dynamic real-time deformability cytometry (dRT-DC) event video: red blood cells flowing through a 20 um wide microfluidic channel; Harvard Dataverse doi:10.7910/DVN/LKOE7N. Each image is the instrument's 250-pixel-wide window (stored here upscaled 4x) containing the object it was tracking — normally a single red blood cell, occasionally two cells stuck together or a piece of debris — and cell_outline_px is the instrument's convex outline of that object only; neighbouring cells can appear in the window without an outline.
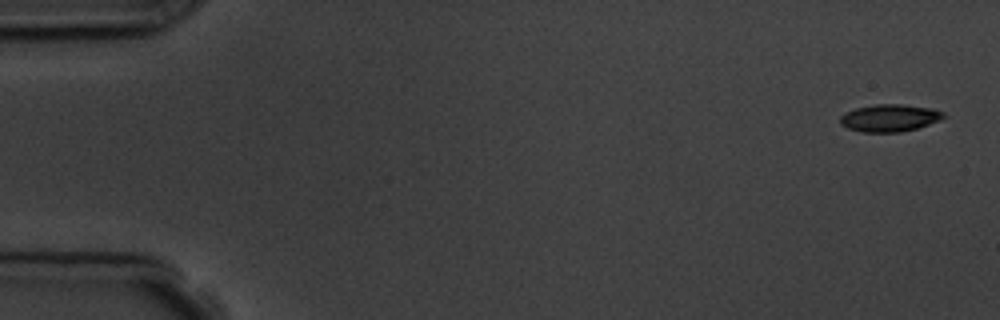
{"species": "common noctule bat (a hibernating species)", "species_latin": "Nyctalus noctula", "temperature_condition": "room temperature", "stored_images_in_passage": 5, "camera_frame_rate_fps": 3000, "um_per_image_px": 0.085, "animal": {"sex": "male", "body_mass_g": 19.5, "forearm_length_mm": 54.6}, "frame": {"image": 1, "passage_image": 1, "time_ms": 0.0, "image_size_px": [1000, 320], "cell_outline_px": [[948, 116], [940, 120], [916, 128], [900, 132], [860, 132], [848, 128], [840, 124], [840, 116], [856, 108], [876, 104], [900, 104], [932, 108], [944, 112]], "centroid_in_image_um": [75.64, 10.02], "position_along_channel_um": 9.4, "area_um2": 16.42}}
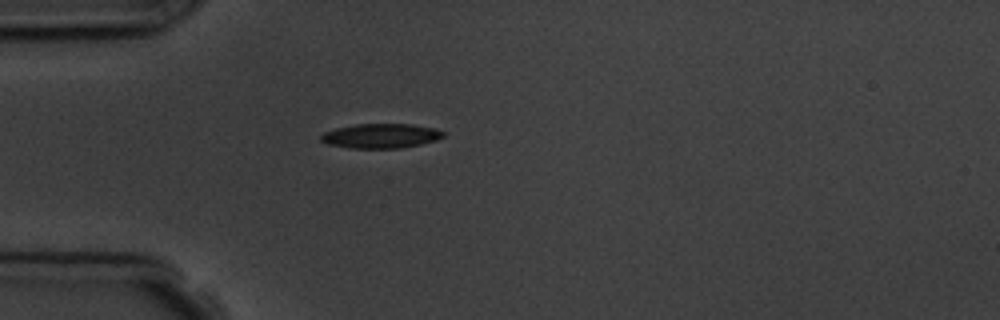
{"frame": {"image": 2, "passage_image": 5, "time_ms": 4.667, "image_size_px": [1000, 320], "cell_outline_px": [[448, 132], [444, 136], [436, 140], [420, 144], [400, 148], [348, 148], [328, 144], [320, 140], [320, 136], [324, 132], [336, 128], [356, 124], [412, 124], [436, 128]], "centroid_in_image_um": [32.4, 11.54], "position_along_channel_um": 52.6, "area_um2": 17.63}}